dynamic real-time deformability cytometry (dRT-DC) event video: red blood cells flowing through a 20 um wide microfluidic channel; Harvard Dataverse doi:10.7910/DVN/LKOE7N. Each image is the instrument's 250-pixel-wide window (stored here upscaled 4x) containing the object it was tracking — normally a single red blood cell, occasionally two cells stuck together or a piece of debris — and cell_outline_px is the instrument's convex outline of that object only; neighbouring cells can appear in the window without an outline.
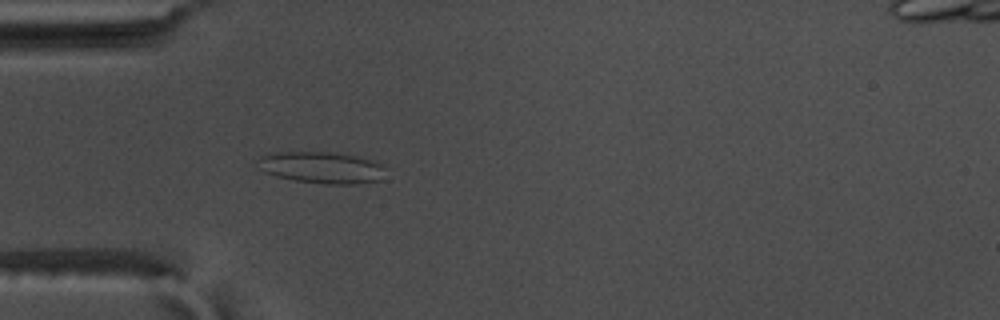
{"species": "common noctule bat (a hibernating species)", "species_latin": "Nyctalus noctula", "temperature_condition": "warm", "stored_images_in_passage": 20, "camera_frame_rate_fps": 3000, "um_per_image_px": 0.085, "animal": {"sex": "male", "body_mass_g": 17.5, "forearm_length_mm": 52.3}, "frame": {"image": 1, "passage_image": 17, "time_ms": 5.333, "image_size_px": [1000, 320], "cell_outline_px": [[384, 180], [356, 184], [324, 184], [296, 180], [276, 176], [264, 172], [260, 168], [256, 160], [260, 156], [272, 152], [328, 152], [352, 156], [384, 164]], "centroid_in_image_um": [27.33, 14.25], "position_along_channel_um": 57.7, "area_um2": 23.52}}